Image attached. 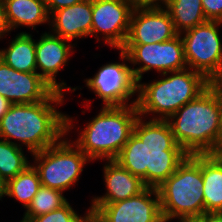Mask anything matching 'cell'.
Wrapping results in <instances>:
<instances>
[{
	"label": "cell",
	"mask_w": 222,
	"mask_h": 222,
	"mask_svg": "<svg viewBox=\"0 0 222 222\" xmlns=\"http://www.w3.org/2000/svg\"><path fill=\"white\" fill-rule=\"evenodd\" d=\"M187 155L176 143L166 120L146 121L138 116L133 133L115 161L140 177L147 187L157 188L176 171Z\"/></svg>",
	"instance_id": "6da1fadb"
},
{
	"label": "cell",
	"mask_w": 222,
	"mask_h": 222,
	"mask_svg": "<svg viewBox=\"0 0 222 222\" xmlns=\"http://www.w3.org/2000/svg\"><path fill=\"white\" fill-rule=\"evenodd\" d=\"M64 95L54 90L44 101L12 104L0 120V139L25 146L30 154L56 144L74 128L72 117L56 109L64 103Z\"/></svg>",
	"instance_id": "7a4b0ae2"
},
{
	"label": "cell",
	"mask_w": 222,
	"mask_h": 222,
	"mask_svg": "<svg viewBox=\"0 0 222 222\" xmlns=\"http://www.w3.org/2000/svg\"><path fill=\"white\" fill-rule=\"evenodd\" d=\"M178 145L188 155L214 154L222 145L220 111L214 93L207 88L167 120Z\"/></svg>",
	"instance_id": "3957f363"
},
{
	"label": "cell",
	"mask_w": 222,
	"mask_h": 222,
	"mask_svg": "<svg viewBox=\"0 0 222 222\" xmlns=\"http://www.w3.org/2000/svg\"><path fill=\"white\" fill-rule=\"evenodd\" d=\"M161 76L164 78L151 83H137L136 106L139 116L144 119L153 113L151 119L167 120L183 105L197 98L209 84L203 74L190 68Z\"/></svg>",
	"instance_id": "277c9868"
},
{
	"label": "cell",
	"mask_w": 222,
	"mask_h": 222,
	"mask_svg": "<svg viewBox=\"0 0 222 222\" xmlns=\"http://www.w3.org/2000/svg\"><path fill=\"white\" fill-rule=\"evenodd\" d=\"M138 116L136 99L125 106H102L74 143L91 161L115 160L133 133Z\"/></svg>",
	"instance_id": "5b68a950"
},
{
	"label": "cell",
	"mask_w": 222,
	"mask_h": 222,
	"mask_svg": "<svg viewBox=\"0 0 222 222\" xmlns=\"http://www.w3.org/2000/svg\"><path fill=\"white\" fill-rule=\"evenodd\" d=\"M157 191L165 222H192L205 213L202 154L187 155Z\"/></svg>",
	"instance_id": "8992f818"
},
{
	"label": "cell",
	"mask_w": 222,
	"mask_h": 222,
	"mask_svg": "<svg viewBox=\"0 0 222 222\" xmlns=\"http://www.w3.org/2000/svg\"><path fill=\"white\" fill-rule=\"evenodd\" d=\"M65 136L56 144L31 155L41 186L62 192L78 182L83 167L91 161L74 141L67 140Z\"/></svg>",
	"instance_id": "52a82bcc"
},
{
	"label": "cell",
	"mask_w": 222,
	"mask_h": 222,
	"mask_svg": "<svg viewBox=\"0 0 222 222\" xmlns=\"http://www.w3.org/2000/svg\"><path fill=\"white\" fill-rule=\"evenodd\" d=\"M222 22L206 21L180 34L187 67L208 80L222 77Z\"/></svg>",
	"instance_id": "ba28073f"
},
{
	"label": "cell",
	"mask_w": 222,
	"mask_h": 222,
	"mask_svg": "<svg viewBox=\"0 0 222 222\" xmlns=\"http://www.w3.org/2000/svg\"><path fill=\"white\" fill-rule=\"evenodd\" d=\"M121 50L133 66L132 74L136 82H141L143 74L156 70L158 73L181 71L187 67L184 45L180 34L165 42L153 44H124Z\"/></svg>",
	"instance_id": "9c48e42d"
},
{
	"label": "cell",
	"mask_w": 222,
	"mask_h": 222,
	"mask_svg": "<svg viewBox=\"0 0 222 222\" xmlns=\"http://www.w3.org/2000/svg\"><path fill=\"white\" fill-rule=\"evenodd\" d=\"M122 63H108L102 65L98 72L85 81L98 98L102 99L103 106H125L137 93V82L133 77L127 55L120 50Z\"/></svg>",
	"instance_id": "30bf717a"
},
{
	"label": "cell",
	"mask_w": 222,
	"mask_h": 222,
	"mask_svg": "<svg viewBox=\"0 0 222 222\" xmlns=\"http://www.w3.org/2000/svg\"><path fill=\"white\" fill-rule=\"evenodd\" d=\"M100 222H164L157 188L147 187L136 196L113 203H92Z\"/></svg>",
	"instance_id": "8fae6325"
},
{
	"label": "cell",
	"mask_w": 222,
	"mask_h": 222,
	"mask_svg": "<svg viewBox=\"0 0 222 222\" xmlns=\"http://www.w3.org/2000/svg\"><path fill=\"white\" fill-rule=\"evenodd\" d=\"M133 7L129 0H92V36L113 49L121 50L130 29Z\"/></svg>",
	"instance_id": "7c38bea8"
},
{
	"label": "cell",
	"mask_w": 222,
	"mask_h": 222,
	"mask_svg": "<svg viewBox=\"0 0 222 222\" xmlns=\"http://www.w3.org/2000/svg\"><path fill=\"white\" fill-rule=\"evenodd\" d=\"M70 42L51 32L43 33L40 39L36 41V67L37 70H40L37 73L55 91L63 93L79 89L78 87L67 86L64 81L58 82L56 79V75L64 68V65H68L69 57L73 53L76 44H69Z\"/></svg>",
	"instance_id": "4fadbf2b"
},
{
	"label": "cell",
	"mask_w": 222,
	"mask_h": 222,
	"mask_svg": "<svg viewBox=\"0 0 222 222\" xmlns=\"http://www.w3.org/2000/svg\"><path fill=\"white\" fill-rule=\"evenodd\" d=\"M54 89L37 72H20L0 59V95L13 104L44 101Z\"/></svg>",
	"instance_id": "5bb4252c"
},
{
	"label": "cell",
	"mask_w": 222,
	"mask_h": 222,
	"mask_svg": "<svg viewBox=\"0 0 222 222\" xmlns=\"http://www.w3.org/2000/svg\"><path fill=\"white\" fill-rule=\"evenodd\" d=\"M174 23L165 8L133 9L125 44H153L177 36Z\"/></svg>",
	"instance_id": "9a60e30c"
},
{
	"label": "cell",
	"mask_w": 222,
	"mask_h": 222,
	"mask_svg": "<svg viewBox=\"0 0 222 222\" xmlns=\"http://www.w3.org/2000/svg\"><path fill=\"white\" fill-rule=\"evenodd\" d=\"M92 0H84L50 15L52 34L73 41L92 36Z\"/></svg>",
	"instance_id": "2e32d148"
},
{
	"label": "cell",
	"mask_w": 222,
	"mask_h": 222,
	"mask_svg": "<svg viewBox=\"0 0 222 222\" xmlns=\"http://www.w3.org/2000/svg\"><path fill=\"white\" fill-rule=\"evenodd\" d=\"M106 163L103 167V175L107 192L103 196L93 197L92 203L122 201L138 195L147 188L140 177L124 169L117 161L107 160Z\"/></svg>",
	"instance_id": "e0dca14e"
},
{
	"label": "cell",
	"mask_w": 222,
	"mask_h": 222,
	"mask_svg": "<svg viewBox=\"0 0 222 222\" xmlns=\"http://www.w3.org/2000/svg\"><path fill=\"white\" fill-rule=\"evenodd\" d=\"M3 4L11 30L19 26L36 29V25H50V15L44 0H4Z\"/></svg>",
	"instance_id": "ac0fdd59"
},
{
	"label": "cell",
	"mask_w": 222,
	"mask_h": 222,
	"mask_svg": "<svg viewBox=\"0 0 222 222\" xmlns=\"http://www.w3.org/2000/svg\"><path fill=\"white\" fill-rule=\"evenodd\" d=\"M32 37L26 31L18 33L8 48L0 50V59L17 71L37 72L36 40Z\"/></svg>",
	"instance_id": "d6986e66"
},
{
	"label": "cell",
	"mask_w": 222,
	"mask_h": 222,
	"mask_svg": "<svg viewBox=\"0 0 222 222\" xmlns=\"http://www.w3.org/2000/svg\"><path fill=\"white\" fill-rule=\"evenodd\" d=\"M205 212L222 210V161L215 154H202Z\"/></svg>",
	"instance_id": "ffe728a7"
},
{
	"label": "cell",
	"mask_w": 222,
	"mask_h": 222,
	"mask_svg": "<svg viewBox=\"0 0 222 222\" xmlns=\"http://www.w3.org/2000/svg\"><path fill=\"white\" fill-rule=\"evenodd\" d=\"M165 9L169 12L178 34L207 21L201 0H168Z\"/></svg>",
	"instance_id": "44dd1931"
},
{
	"label": "cell",
	"mask_w": 222,
	"mask_h": 222,
	"mask_svg": "<svg viewBox=\"0 0 222 222\" xmlns=\"http://www.w3.org/2000/svg\"><path fill=\"white\" fill-rule=\"evenodd\" d=\"M40 187L38 172L30 164L25 170L6 182V196L19 201L26 209Z\"/></svg>",
	"instance_id": "7402d4cb"
},
{
	"label": "cell",
	"mask_w": 222,
	"mask_h": 222,
	"mask_svg": "<svg viewBox=\"0 0 222 222\" xmlns=\"http://www.w3.org/2000/svg\"><path fill=\"white\" fill-rule=\"evenodd\" d=\"M67 202L68 201L62 191L41 186L31 203L25 209L22 220L28 222L34 217L44 215L61 208Z\"/></svg>",
	"instance_id": "603a6c76"
},
{
	"label": "cell",
	"mask_w": 222,
	"mask_h": 222,
	"mask_svg": "<svg viewBox=\"0 0 222 222\" xmlns=\"http://www.w3.org/2000/svg\"><path fill=\"white\" fill-rule=\"evenodd\" d=\"M30 164L21 147L0 139V176L6 182Z\"/></svg>",
	"instance_id": "cb8c5ba5"
},
{
	"label": "cell",
	"mask_w": 222,
	"mask_h": 222,
	"mask_svg": "<svg viewBox=\"0 0 222 222\" xmlns=\"http://www.w3.org/2000/svg\"><path fill=\"white\" fill-rule=\"evenodd\" d=\"M92 214L90 208L85 216L79 215L70 205L69 201L54 211L30 219L28 222H85Z\"/></svg>",
	"instance_id": "d4e9b609"
},
{
	"label": "cell",
	"mask_w": 222,
	"mask_h": 222,
	"mask_svg": "<svg viewBox=\"0 0 222 222\" xmlns=\"http://www.w3.org/2000/svg\"><path fill=\"white\" fill-rule=\"evenodd\" d=\"M207 21L222 22V0H201Z\"/></svg>",
	"instance_id": "484cf974"
},
{
	"label": "cell",
	"mask_w": 222,
	"mask_h": 222,
	"mask_svg": "<svg viewBox=\"0 0 222 222\" xmlns=\"http://www.w3.org/2000/svg\"><path fill=\"white\" fill-rule=\"evenodd\" d=\"M208 88L214 93L218 103L222 129V77L209 80Z\"/></svg>",
	"instance_id": "4316f807"
},
{
	"label": "cell",
	"mask_w": 222,
	"mask_h": 222,
	"mask_svg": "<svg viewBox=\"0 0 222 222\" xmlns=\"http://www.w3.org/2000/svg\"><path fill=\"white\" fill-rule=\"evenodd\" d=\"M168 0H129L134 9L165 8Z\"/></svg>",
	"instance_id": "83f0119b"
},
{
	"label": "cell",
	"mask_w": 222,
	"mask_h": 222,
	"mask_svg": "<svg viewBox=\"0 0 222 222\" xmlns=\"http://www.w3.org/2000/svg\"><path fill=\"white\" fill-rule=\"evenodd\" d=\"M44 1L46 3L49 15H51L54 11L58 9L72 6L84 0H44Z\"/></svg>",
	"instance_id": "f1b7e54d"
},
{
	"label": "cell",
	"mask_w": 222,
	"mask_h": 222,
	"mask_svg": "<svg viewBox=\"0 0 222 222\" xmlns=\"http://www.w3.org/2000/svg\"><path fill=\"white\" fill-rule=\"evenodd\" d=\"M11 31L12 30L7 21L3 1H0V39L5 37L6 36L5 34Z\"/></svg>",
	"instance_id": "f546056e"
},
{
	"label": "cell",
	"mask_w": 222,
	"mask_h": 222,
	"mask_svg": "<svg viewBox=\"0 0 222 222\" xmlns=\"http://www.w3.org/2000/svg\"><path fill=\"white\" fill-rule=\"evenodd\" d=\"M192 222H222V215L219 212H205Z\"/></svg>",
	"instance_id": "4dcf8cb0"
},
{
	"label": "cell",
	"mask_w": 222,
	"mask_h": 222,
	"mask_svg": "<svg viewBox=\"0 0 222 222\" xmlns=\"http://www.w3.org/2000/svg\"><path fill=\"white\" fill-rule=\"evenodd\" d=\"M13 103L0 95V120L8 112Z\"/></svg>",
	"instance_id": "1f68e13d"
},
{
	"label": "cell",
	"mask_w": 222,
	"mask_h": 222,
	"mask_svg": "<svg viewBox=\"0 0 222 222\" xmlns=\"http://www.w3.org/2000/svg\"><path fill=\"white\" fill-rule=\"evenodd\" d=\"M6 196V181L0 176V200Z\"/></svg>",
	"instance_id": "d6a6232c"
},
{
	"label": "cell",
	"mask_w": 222,
	"mask_h": 222,
	"mask_svg": "<svg viewBox=\"0 0 222 222\" xmlns=\"http://www.w3.org/2000/svg\"><path fill=\"white\" fill-rule=\"evenodd\" d=\"M222 161V145L214 153Z\"/></svg>",
	"instance_id": "836d02e7"
},
{
	"label": "cell",
	"mask_w": 222,
	"mask_h": 222,
	"mask_svg": "<svg viewBox=\"0 0 222 222\" xmlns=\"http://www.w3.org/2000/svg\"><path fill=\"white\" fill-rule=\"evenodd\" d=\"M85 222H100L92 214L87 218Z\"/></svg>",
	"instance_id": "e575fe53"
}]
</instances>
